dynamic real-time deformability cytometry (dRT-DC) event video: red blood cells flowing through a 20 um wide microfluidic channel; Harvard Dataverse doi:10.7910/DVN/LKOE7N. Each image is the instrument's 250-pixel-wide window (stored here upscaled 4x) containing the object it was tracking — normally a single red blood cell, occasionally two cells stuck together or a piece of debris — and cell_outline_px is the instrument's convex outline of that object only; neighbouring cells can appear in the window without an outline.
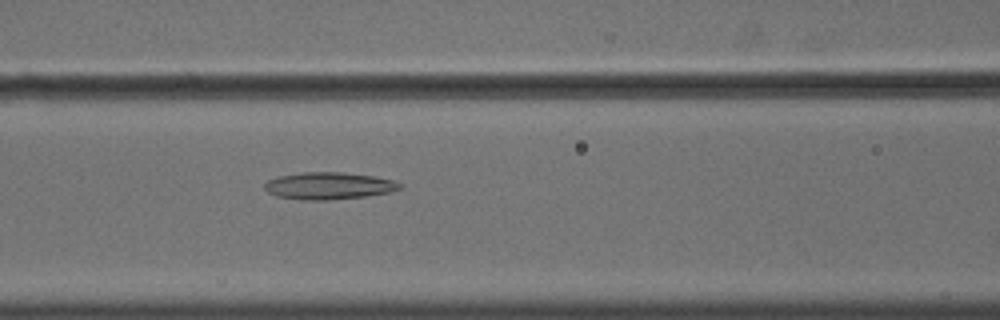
{"species": "common noctule bat (a hibernating species)", "species_latin": "Nyctalus noctula", "temperature_condition": "cold", "stored_images_in_passage": 45, "camera_frame_rate_fps": 3000, "um_per_image_px": 0.085, "animal": {"sex": "male", "body_mass_g": 18.8}, "frame": {"image": 1, "passage_image": 14, "time_ms": 4.333, "image_size_px": [1000, 320], "cell_outline_px": [[404, 184], [400, 188], [392, 192], [364, 196], [328, 200], [300, 200], [276, 196], [268, 192], [264, 188], [264, 184], [268, 180], [276, 176], [300, 172], [344, 172], [372, 176], [392, 180]], "centroid_in_image_um": [27.91, 15.79], "position_along_channel_um": 138.7, "area_um2": 21.5}}
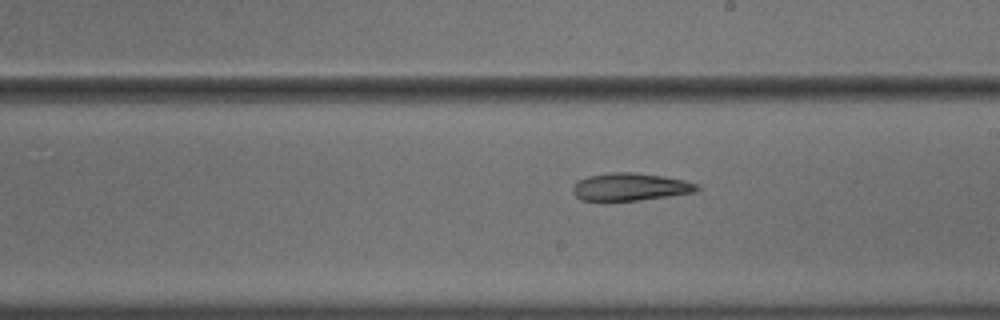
{"frame": {"image": 2, "passage_image": 22, "time_ms": 7.0, "image_size_px": [1000, 320], "cell_outline_px": [[700, 188], [696, 192], [640, 200], [584, 200], [576, 196], [572, 192], [572, 188], [580, 180], [588, 176], [612, 172], [636, 172], [664, 176], [684, 180], [700, 184]], "centroid_in_image_um": [53.63, 15.87], "position_along_channel_um": 235.4, "area_um2": 19.88}}
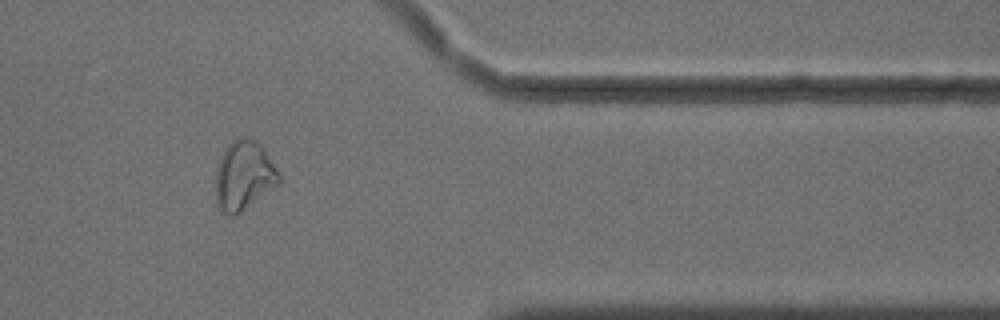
{"frame": {"image": 3, "passage_image": 36, "time_ms": 11.667, "image_size_px": [1000, 320], "cell_outline_px": [[280, 180], [276, 184], [236, 216], [228, 216], [216, 204], [216, 168], [228, 144], [232, 140], [240, 136], [252, 140], [260, 144], [276, 168], [280, 176]], "centroid_in_image_um": [20.69, 14.94], "position_along_channel_um": 390.7, "area_um2": 24.97}, "authors_computed_cell_mechanics": {"area_um2": 22.0218, "velocity_mm_per_s": 3.6365, "shape_relaxation_time_tau1_ms": null, "shape_relaxation_time_tau2_ms": 8.9302, "deformation_change_tau1": null, "deformation_change_tau2": 0.1978}}